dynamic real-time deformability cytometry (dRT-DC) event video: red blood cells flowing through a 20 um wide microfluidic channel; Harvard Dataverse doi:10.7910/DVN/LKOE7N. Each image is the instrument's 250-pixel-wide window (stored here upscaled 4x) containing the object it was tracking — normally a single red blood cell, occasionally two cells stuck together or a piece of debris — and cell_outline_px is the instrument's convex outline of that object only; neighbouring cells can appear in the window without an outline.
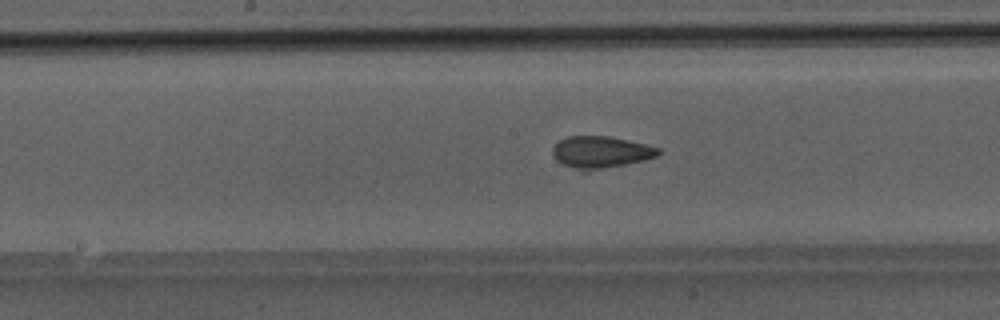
{"species": "Egyptian fruit bat (a non-hibernating species)", "species_latin": "Rousettus aegyptiacus", "temperature_condition": "room temperature", "stored_images_in_passage": 50, "camera_frame_rate_fps": 3000, "um_per_image_px": 0.085, "animal": {"sex": "male"}, "frame": {"image": 1, "passage_image": 26, "time_ms": 8.333, "image_size_px": [1000, 320], "cell_outline_px": [[664, 152], [656, 156], [644, 160], [588, 172], [584, 172], [564, 164], [556, 160], [552, 156], [552, 148], [560, 140], [568, 136], [608, 136], [644, 144], [660, 148]], "centroid_in_image_um": [51.05, 12.94], "position_along_channel_um": 197.1, "area_um2": 19.71}}
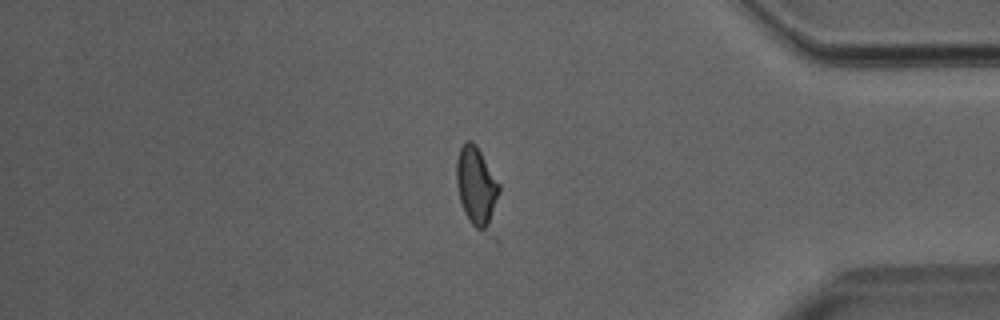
{"frame": {"image": 2, "passage_image": 42, "time_ms": 13.667, "image_size_px": [1000, 320], "cell_outline_px": [[500, 244], [496, 244], [476, 228], [468, 220], [464, 212], [460, 200], [456, 184], [456, 160], [460, 148], [464, 140], [472, 140], [476, 144], [500, 184]], "centroid_in_image_um": [40.68, 16.22], "position_along_channel_um": 394.5, "area_um2": 22.6}}
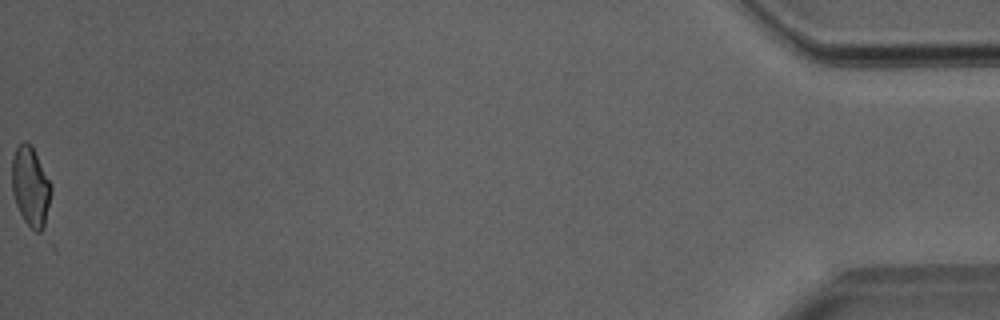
{"frame": {"image": 3, "passage_image": 50, "time_ms": 16.333, "image_size_px": [1000, 320], "cell_outline_px": [[52, 192], [44, 224], [40, 232], [36, 232], [24, 220], [16, 204], [12, 192], [12, 156], [16, 148], [24, 140], [28, 140], [32, 144], [52, 184]], "centroid_in_image_um": [2.6, 15.78], "position_along_channel_um": 432.6, "area_um2": 18.32}}